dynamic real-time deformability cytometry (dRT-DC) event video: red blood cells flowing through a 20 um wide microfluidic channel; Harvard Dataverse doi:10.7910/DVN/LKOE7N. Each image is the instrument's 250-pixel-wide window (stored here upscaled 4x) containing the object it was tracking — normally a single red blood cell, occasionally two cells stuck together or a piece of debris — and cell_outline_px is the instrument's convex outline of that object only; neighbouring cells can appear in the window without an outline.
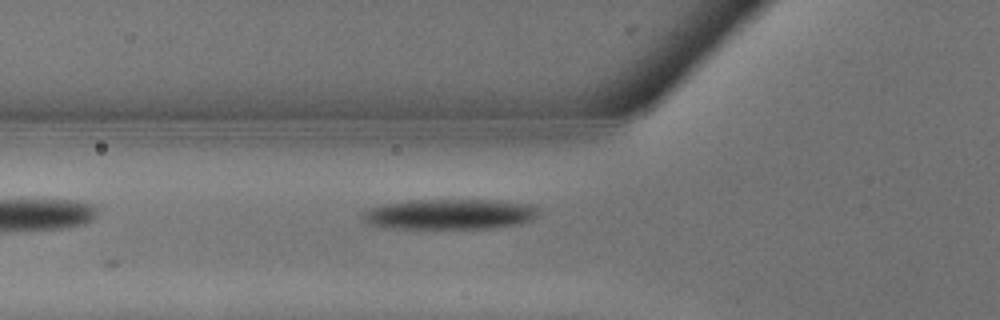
{"species": "common noctule bat (a hibernating species)", "species_latin": "Nyctalus noctula", "temperature_condition": "warm", "stored_images_in_passage": 6, "camera_frame_rate_fps": 3000, "um_per_image_px": 0.085, "animal": {"sex": "male", "body_mass_g": 13.3}, "frame": {"image": 1, "passage_image": 6, "time_ms": 1.667, "image_size_px": [1000, 320], "cell_outline_px": [[536, 216], [528, 220], [516, 224], [488, 228], [384, 228], [368, 224], [360, 216], [364, 212], [372, 208], [384, 204], [408, 200], [500, 200], [528, 204], [536, 208]], "centroid_in_image_um": [38.15, 18.2], "position_along_channel_um": 87.7, "area_um2": 30.81}}